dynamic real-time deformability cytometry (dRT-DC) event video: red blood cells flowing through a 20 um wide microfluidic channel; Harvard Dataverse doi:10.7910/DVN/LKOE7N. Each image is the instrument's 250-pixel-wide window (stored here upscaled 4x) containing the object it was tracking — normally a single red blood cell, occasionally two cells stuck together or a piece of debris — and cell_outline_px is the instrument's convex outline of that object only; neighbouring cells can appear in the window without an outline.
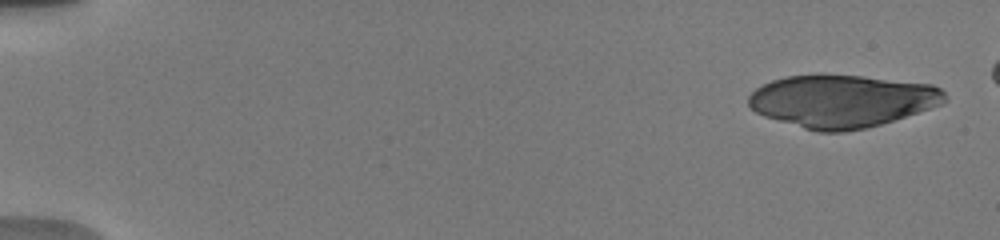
{"species": "human", "species_latin": "Homo sapiens", "temperature_condition": "warm", "stored_images_in_passage": 15, "camera_frame_rate_fps": 3000, "um_per_image_px": 0.085, "donor": {"sex": "male"}, "frame": {"image": 1, "passage_image": 1, "time_ms": 0.0, "image_size_px": [1000, 240], "cell_outline_px": [[948, 100], [940, 104], [868, 128], [844, 132], [816, 132], [764, 116], [756, 112], [748, 104], [748, 96], [756, 88], [772, 80], [788, 76], [860, 76], [932, 84], [940, 88], [948, 96]], "centroid_in_image_um": [71.56, 8.6], "position_along_channel_um": 13.4, "area_um2": 59.42}}